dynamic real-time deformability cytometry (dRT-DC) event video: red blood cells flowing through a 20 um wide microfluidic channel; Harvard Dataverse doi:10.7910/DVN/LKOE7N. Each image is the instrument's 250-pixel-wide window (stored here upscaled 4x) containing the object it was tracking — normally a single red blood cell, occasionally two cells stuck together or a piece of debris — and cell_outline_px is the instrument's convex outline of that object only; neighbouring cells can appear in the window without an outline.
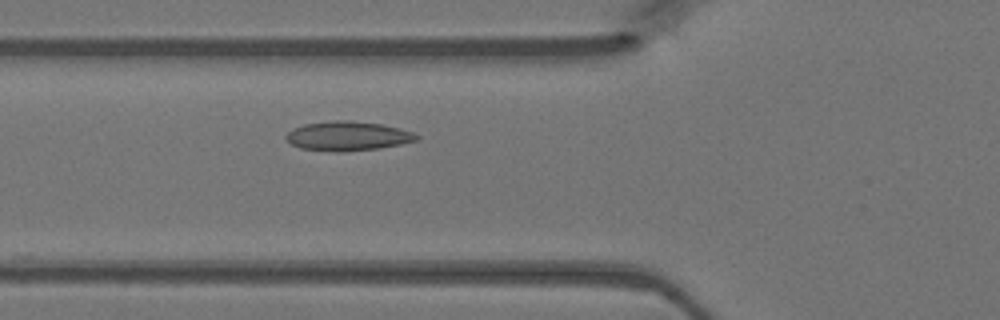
{"species": "Egyptian fruit bat (a non-hibernating species)", "species_latin": "Rousettus aegyptiacus", "temperature_condition": "warm", "stored_images_in_passage": 38, "camera_frame_rate_fps": 3000, "um_per_image_px": 0.085, "animal": {"sex": "female"}, "frame": {"image": 1, "passage_image": 8, "time_ms": 2.333, "image_size_px": [1000, 320], "cell_outline_px": [[420, 136], [416, 140], [400, 144], [380, 148], [340, 152], [336, 152], [300, 148], [292, 144], [284, 136], [292, 128], [304, 124], [336, 120], [348, 120], [380, 124], [400, 128], [412, 132]], "centroid_in_image_um": [29.54, 11.56], "position_along_channel_um": 96.3, "area_um2": 22.2}}
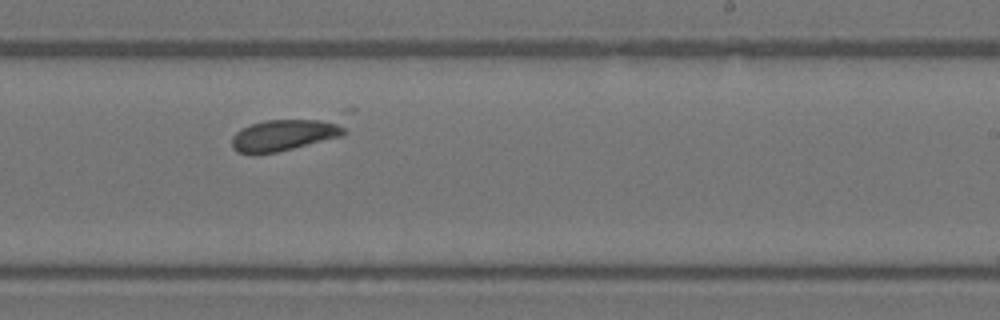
{"frame": {"image": 2, "passage_image": 20, "time_ms": 6.333, "image_size_px": [1000, 320], "cell_outline_px": [[348, 132], [344, 136], [276, 152], [252, 156], [236, 152], [232, 148], [232, 136], [240, 128], [264, 120], [320, 120], [336, 124], [344, 128]], "centroid_in_image_um": [24.05, 11.52], "position_along_channel_um": 265.0, "area_um2": 20.63}}
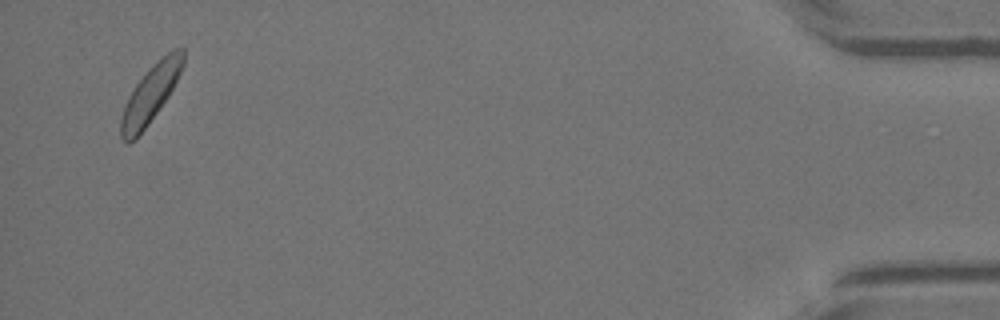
{"frame": {"image": 3, "passage_image": 37, "time_ms": 12.0, "image_size_px": [1000, 320], "cell_outline_px": [[184, 64], [168, 96], [148, 124], [136, 140], [128, 144], [120, 136], [120, 116], [124, 104], [128, 96], [136, 84], [156, 60], [172, 48], [184, 48]], "centroid_in_image_um": [12.76, 8.0], "position_along_channel_um": 422.4, "area_um2": 20.81}}